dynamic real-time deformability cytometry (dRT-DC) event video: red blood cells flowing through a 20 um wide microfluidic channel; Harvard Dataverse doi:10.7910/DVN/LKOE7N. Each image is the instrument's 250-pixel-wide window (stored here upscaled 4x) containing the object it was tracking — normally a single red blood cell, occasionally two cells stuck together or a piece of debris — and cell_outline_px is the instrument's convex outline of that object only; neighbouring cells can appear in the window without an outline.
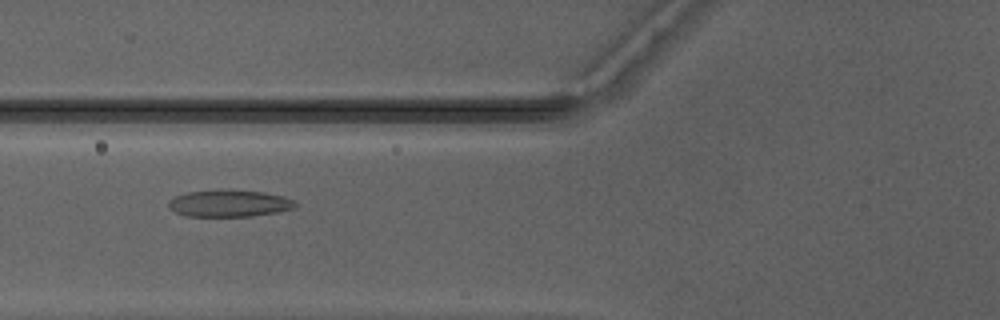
{"species": "Egyptian fruit bat (a non-hibernating species)", "species_latin": "Rousettus aegyptiacus", "temperature_condition": "warm", "stored_images_in_passage": 30, "camera_frame_rate_fps": 3000, "um_per_image_px": 0.085, "animal": {"sex": "male"}, "frame": {"image": 1, "passage_image": 6, "time_ms": 1.667, "image_size_px": [1000, 320], "cell_outline_px": [[296, 208], [276, 212], [252, 216], [188, 216], [176, 212], [168, 204], [168, 200], [176, 196], [188, 192], [264, 192], [284, 196], [296, 200]], "centroid_in_image_um": [19.56, 17.32], "position_along_channel_um": 106.2, "area_um2": 19.02}}
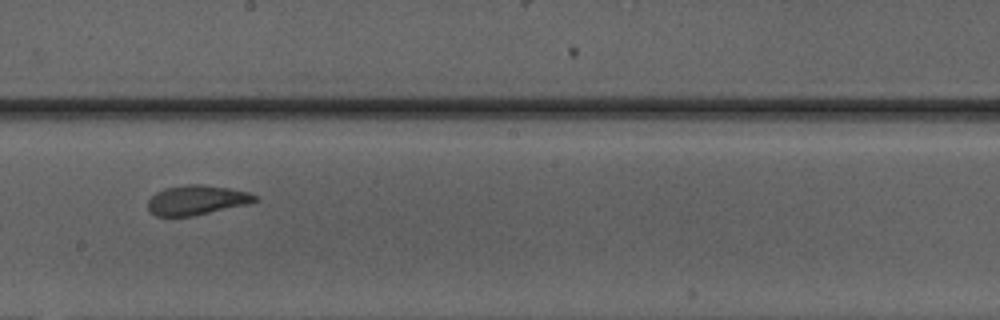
{"frame": {"image": 2, "passage_image": 15, "time_ms": 4.667, "image_size_px": [1000, 320], "cell_outline_px": [[260, 200], [248, 204], [192, 216], [156, 216], [148, 208], [148, 200], [156, 192], [164, 188], [184, 184], [200, 184], [228, 188], [248, 192], [256, 196]], "centroid_in_image_um": [16.72, 17.0], "position_along_channel_um": 231.5, "area_um2": 18.44}}
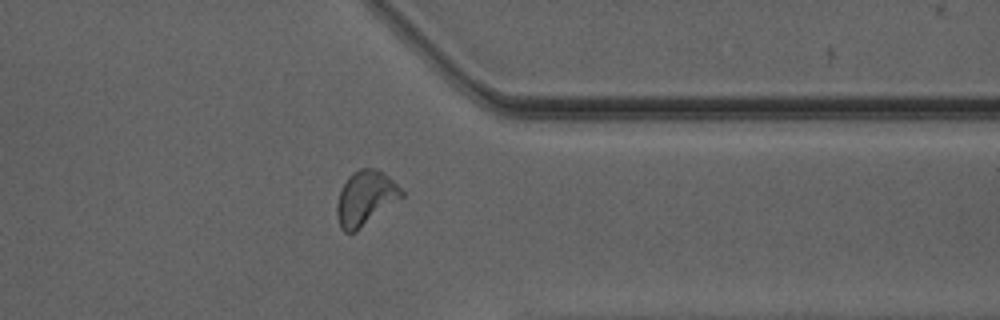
{"frame": {"image": 3, "passage_image": 26, "time_ms": 8.333, "image_size_px": [1000, 320], "cell_outline_px": [[404, 196], [356, 232], [344, 232], [340, 228], [336, 212], [336, 204], [340, 188], [348, 176], [352, 172], [360, 168], [376, 168], [384, 172], [404, 192]], "centroid_in_image_um": [31.04, 16.83], "position_along_channel_um": 380.4, "area_um2": 20.75}, "authors_computed_cell_mechanics": {"area_um2": 19.1318, "velocity_mm_per_s": 4.1664, "shape_relaxation_time_tau1_ms": 10.4788, "shape_relaxation_time_tau2_ms": 1.1053, "deformation_change_tau1": 0.2917, "deformation_change_tau2": 0.0812}}